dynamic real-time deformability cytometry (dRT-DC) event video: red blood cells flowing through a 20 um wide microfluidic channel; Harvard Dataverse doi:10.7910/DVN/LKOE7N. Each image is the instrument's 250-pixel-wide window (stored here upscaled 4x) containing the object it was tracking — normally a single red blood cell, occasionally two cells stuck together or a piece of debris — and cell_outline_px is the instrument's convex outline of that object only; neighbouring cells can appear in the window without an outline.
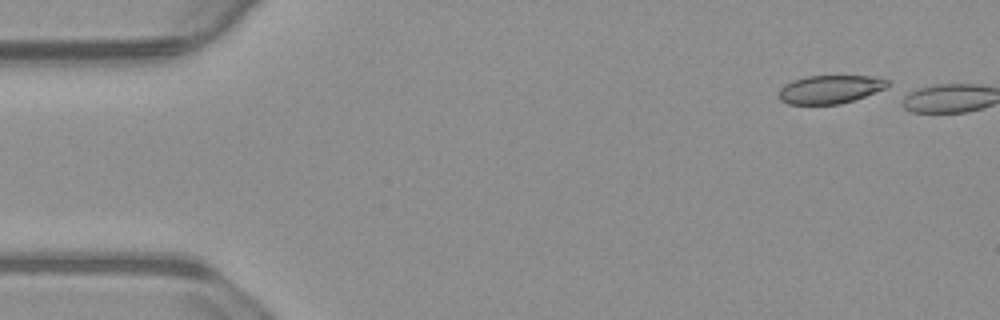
{"species": "common noctule bat (a hibernating species)", "species_latin": "Nyctalus noctula", "temperature_condition": "warm", "stored_images_in_passage": 3, "camera_frame_rate_fps": 3000, "um_per_image_px": 0.085, "animal": {"sex": "male", "body_mass_g": 23.1, "forearm_length_mm": 52.7}, "frame": {"image": 1, "passage_image": 1, "time_ms": 0.0, "image_size_px": [1000, 320], "cell_outline_px": [[892, 88], [840, 104], [788, 104], [780, 100], [776, 96], [780, 88], [784, 84], [792, 80], [804, 76], [872, 76], [888, 80], [892, 84]], "centroid_in_image_um": [70.6, 7.59], "position_along_channel_um": 14.4, "area_um2": 18.5}}